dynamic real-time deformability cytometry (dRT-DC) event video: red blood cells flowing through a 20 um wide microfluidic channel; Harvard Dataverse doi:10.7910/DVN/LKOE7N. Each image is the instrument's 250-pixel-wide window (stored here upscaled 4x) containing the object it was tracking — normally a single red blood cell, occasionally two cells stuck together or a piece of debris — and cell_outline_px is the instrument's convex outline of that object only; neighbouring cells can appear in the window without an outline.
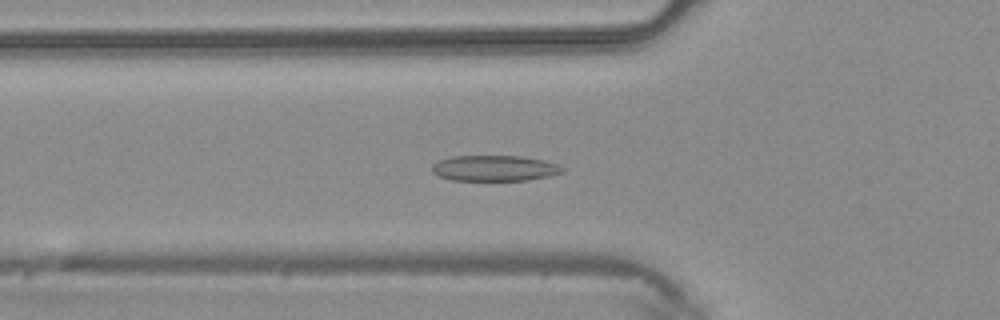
{"species": "common noctule bat (a hibernating species)", "species_latin": "Nyctalus noctula", "temperature_condition": "warm", "stored_images_in_passage": 46, "segment_of_instrument_passage": [1, 2], "camera_frame_rate_fps": 3000, "um_per_image_px": 0.085, "animal": {"sex": "male", "body_mass_g": 20.4}, "frame": {"image": 1, "passage_image": 15, "time_ms": 4.667, "image_size_px": [1000, 320], "cell_outline_px": [[564, 172], [548, 176], [528, 180], [452, 180], [440, 176], [432, 172], [432, 164], [440, 160], [452, 156], [520, 156], [544, 160], [556, 164], [564, 168]], "centroid_in_image_um": [42.03, 14.29], "position_along_channel_um": 83.8, "area_um2": 19.42}}
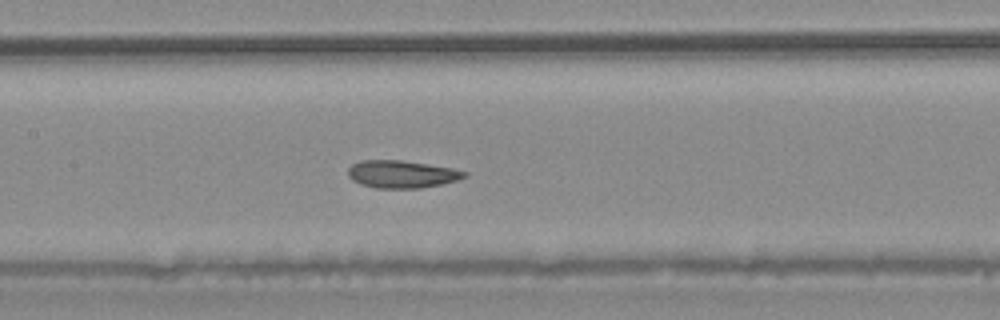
{"frame": {"image": 2, "passage_image": 21, "time_ms": 6.667, "image_size_px": [1000, 320], "cell_outline_px": [[468, 176], [456, 180], [440, 184], [420, 188], [376, 188], [360, 184], [352, 180], [348, 176], [348, 168], [352, 164], [360, 160], [400, 160], [452, 168], [468, 172]], "centroid_in_image_um": [34.12, 14.8], "position_along_channel_um": 173.3, "area_um2": 18.61}}
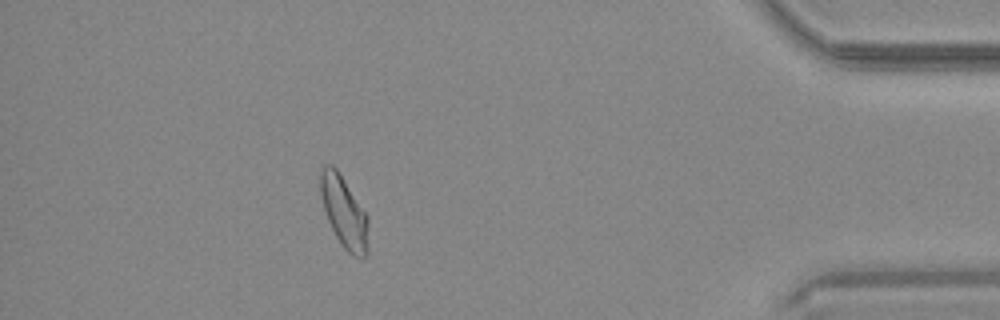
{"frame": {"image": 3, "passage_image": 40, "time_ms": 13.0, "image_size_px": [1000, 320], "cell_outline_px": [[368, 256], [352, 256], [340, 244], [328, 220], [320, 196], [320, 168], [324, 164], [332, 164], [336, 168], [368, 216]], "centroid_in_image_um": [29.24, 18.02], "position_along_channel_um": 406.0, "area_um2": 19.94}}